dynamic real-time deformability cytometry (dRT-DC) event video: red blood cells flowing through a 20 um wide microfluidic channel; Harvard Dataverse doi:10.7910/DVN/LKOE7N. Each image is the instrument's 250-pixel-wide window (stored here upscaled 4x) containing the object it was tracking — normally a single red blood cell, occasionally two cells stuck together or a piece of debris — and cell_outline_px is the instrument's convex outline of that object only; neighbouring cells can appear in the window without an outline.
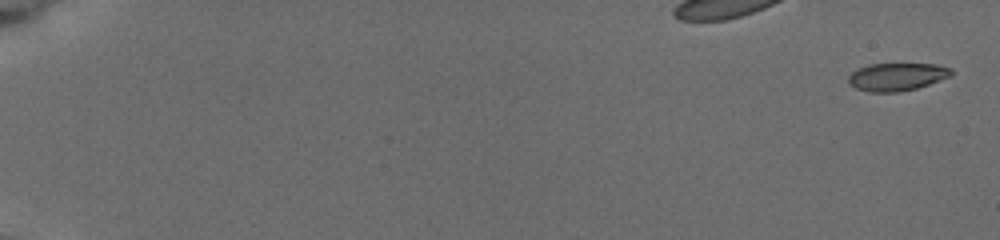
{"species": "common noctule bat (a hibernating species)", "species_latin": "Nyctalus noctula", "temperature_condition": "cold", "stored_images_in_passage": 10, "camera_frame_rate_fps": 3000, "um_per_image_px": 0.085, "animal": {"sex": "female", "body_mass_g": 19.5, "forearm_length_mm": 54.1}, "frame": {"image": 1, "passage_image": 1, "time_ms": 0.0, "image_size_px": [1000, 240], "cell_outline_px": [[952, 76], [916, 88], [896, 92], [868, 92], [856, 88], [848, 80], [848, 76], [856, 68], [868, 64], [936, 64], [952, 68]], "centroid_in_image_um": [76.23, 6.51], "position_along_channel_um": 8.8, "area_um2": 16.65}}
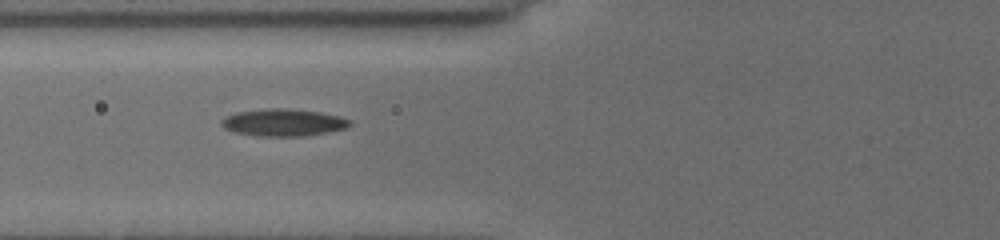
{"frame": {"image": 2, "passage_image": 9, "time_ms": 7.667, "image_size_px": [1000, 240], "cell_outline_px": [[352, 124], [348, 128], [304, 136], [256, 136], [236, 132], [224, 128], [220, 124], [220, 120], [224, 116], [236, 112], [264, 108], [292, 108], [320, 112], [340, 116], [352, 120]], "centroid_in_image_um": [24.08, 10.4], "position_along_channel_um": 101.7, "area_um2": 20.69}}
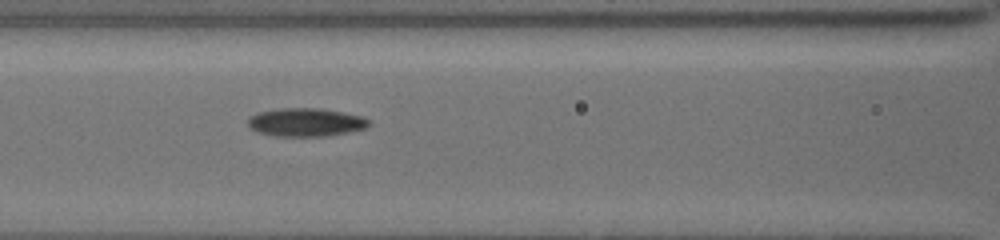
{"frame": {"image": 3, "passage_image": 10, "time_ms": 8.667, "image_size_px": [1000, 240], "cell_outline_px": [[372, 124], [368, 128], [348, 132], [324, 136], [276, 136], [256, 132], [248, 124], [248, 116], [256, 112], [280, 108], [320, 108], [364, 116], [372, 120]], "centroid_in_image_um": [26.03, 10.38], "position_along_channel_um": 140.6, "area_um2": 20.29}}